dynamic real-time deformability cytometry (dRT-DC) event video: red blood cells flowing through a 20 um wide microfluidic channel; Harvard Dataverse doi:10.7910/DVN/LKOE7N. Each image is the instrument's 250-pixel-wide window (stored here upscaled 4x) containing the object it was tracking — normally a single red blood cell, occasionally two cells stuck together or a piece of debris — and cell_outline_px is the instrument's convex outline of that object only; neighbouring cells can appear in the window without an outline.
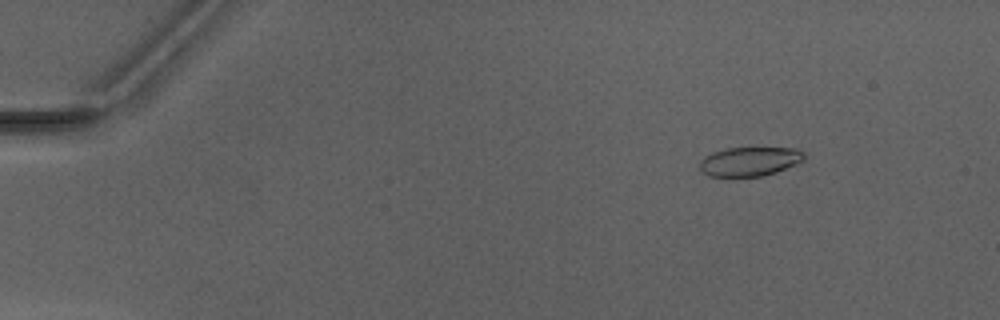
{"species": "Egyptian fruit bat (a non-hibernating species)", "species_latin": "Rousettus aegyptiacus", "temperature_condition": "warm", "stored_images_in_passage": 51, "camera_frame_rate_fps": 3000, "um_per_image_px": 0.085, "animal": {"sex": "male"}, "frame": {"image": 1, "passage_image": 7, "time_ms": 2.0, "image_size_px": [1000, 320], "cell_outline_px": [[804, 160], [796, 164], [776, 172], [760, 176], [708, 176], [700, 172], [700, 160], [704, 156], [712, 152], [728, 148], [796, 148], [804, 152]], "centroid_in_image_um": [63.7, 13.72], "position_along_channel_um": 21.3, "area_um2": 17.74}}
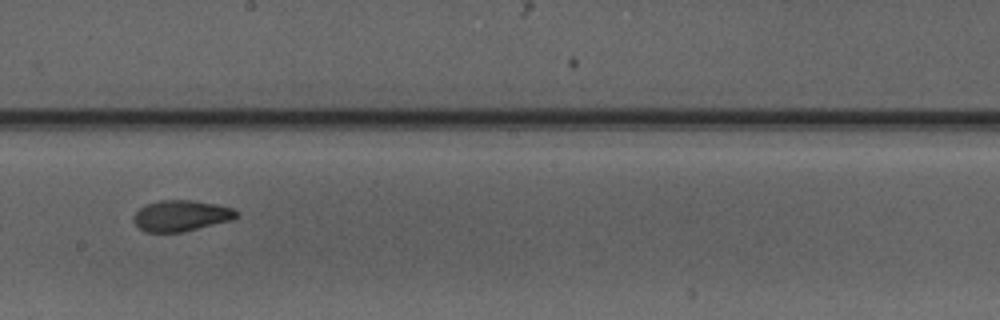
{"frame": {"image": 2, "passage_image": 30, "time_ms": 9.667, "image_size_px": [1000, 320], "cell_outline_px": [[236, 216], [232, 220], [184, 232], [144, 232], [132, 220], [132, 216], [144, 204], [160, 200], [192, 200], [216, 204], [232, 208], [236, 212]], "centroid_in_image_um": [15.35, 18.34], "position_along_channel_um": 232.9, "area_um2": 18.61}}
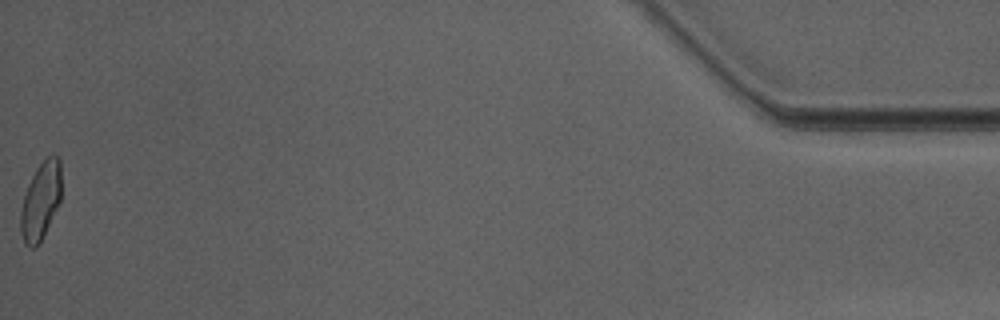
{"frame": {"image": 3, "passage_image": 51, "time_ms": 16.667, "image_size_px": [1000, 320], "cell_outline_px": [[60, 204], [36, 248], [32, 248], [24, 244], [20, 232], [20, 208], [28, 184], [36, 168], [52, 152], [56, 152], [60, 160]], "centroid_in_image_um": [3.45, 17.06], "position_along_channel_um": 431.7, "area_um2": 18.55}, "authors_computed_cell_mechanics": {"area_um2": 18.785, "velocity_mm_per_s": 4.1678, "shape_relaxation_time_tau1_ms": 8.804, "shape_relaxation_time_tau2_ms": 2.208, "deformation_change_tau1": 0.2378, "deformation_change_tau2": 0.0829}}